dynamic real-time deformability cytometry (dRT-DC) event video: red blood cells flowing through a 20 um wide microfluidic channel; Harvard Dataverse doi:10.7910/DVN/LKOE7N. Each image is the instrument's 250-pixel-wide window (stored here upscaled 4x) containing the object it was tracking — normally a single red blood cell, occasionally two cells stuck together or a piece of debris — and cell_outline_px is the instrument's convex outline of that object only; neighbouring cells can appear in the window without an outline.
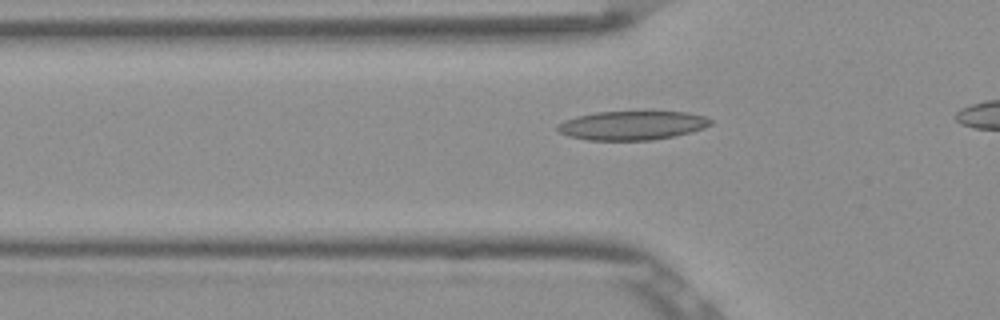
{"species": "Egyptian fruit bat (a non-hibernating species)", "species_latin": "Rousettus aegyptiacus", "temperature_condition": "room temperature", "stored_images_in_passage": 32, "camera_frame_rate_fps": 3000, "um_per_image_px": 0.085, "frame": {"image": 1, "passage_image": 10, "time_ms": 3.0, "image_size_px": [1000, 320], "cell_outline_px": [[712, 124], [704, 128], [692, 132], [652, 140], [588, 140], [568, 136], [560, 132], [556, 128], [556, 124], [564, 120], [576, 116], [596, 112], [688, 112], [704, 116], [712, 120]], "centroid_in_image_um": [53.71, 10.66], "position_along_channel_um": 72.1, "area_um2": 25.84}}
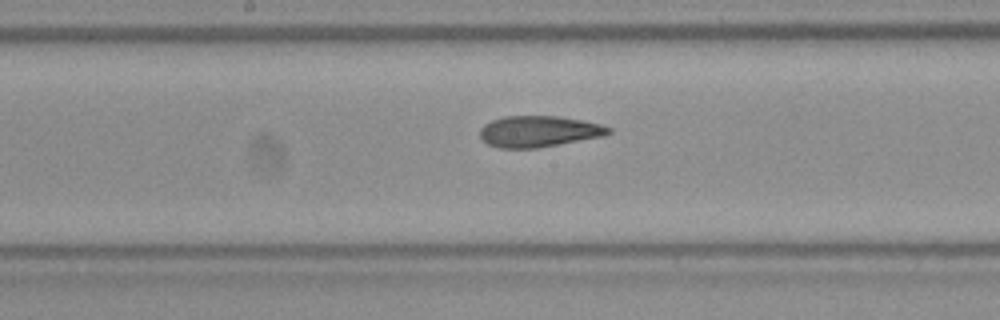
{"frame": {"image": 2, "passage_image": 20, "time_ms": 6.333, "image_size_px": [1000, 320], "cell_outline_px": [[612, 132], [604, 136], [536, 148], [500, 148], [488, 144], [480, 136], [480, 128], [484, 124], [492, 120], [504, 116], [560, 116], [600, 124], [612, 128]], "centroid_in_image_um": [45.8, 11.16], "position_along_channel_um": 202.4, "area_um2": 23.29}}
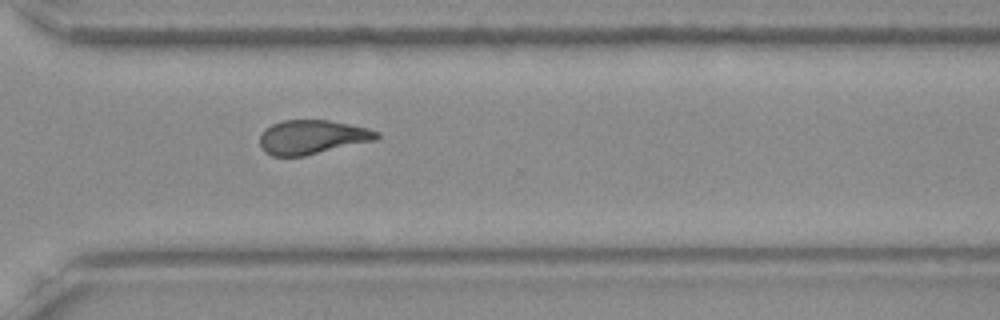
{"frame": {"image": 3, "passage_image": 31, "time_ms": 10.0, "image_size_px": [1000, 320], "cell_outline_px": [[380, 136], [376, 140], [304, 156], [272, 156], [264, 152], [260, 148], [260, 136], [272, 124], [284, 120], [328, 120], [368, 128], [380, 132]], "centroid_in_image_um": [26.54, 11.66], "position_along_channel_um": 344.1, "area_um2": 23.18}}